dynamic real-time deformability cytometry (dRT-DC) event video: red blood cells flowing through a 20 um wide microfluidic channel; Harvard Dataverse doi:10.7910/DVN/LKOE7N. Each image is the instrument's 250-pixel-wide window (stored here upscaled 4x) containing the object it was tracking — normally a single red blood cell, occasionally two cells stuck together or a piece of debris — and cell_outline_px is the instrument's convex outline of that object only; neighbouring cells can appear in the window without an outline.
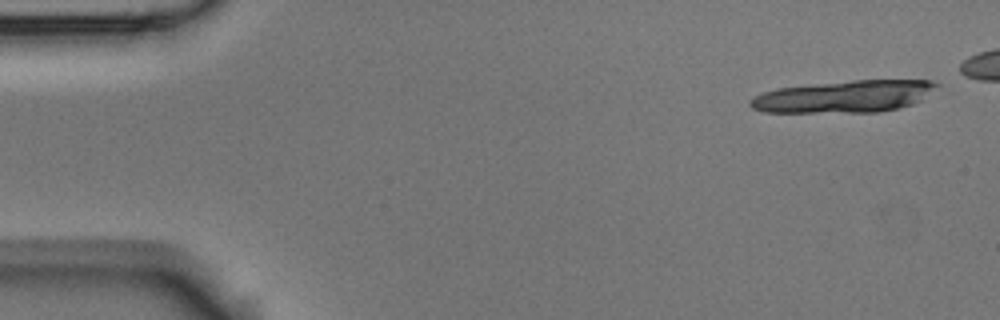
{"species": "Egyptian fruit bat (a non-hibernating species)", "species_latin": "Rousettus aegyptiacus", "temperature_condition": "room temperature", "stored_images_in_passage": 6, "camera_frame_rate_fps": 3000, "um_per_image_px": 0.085, "animal": {"sex": "male"}, "frame": {"image": 1, "passage_image": 1, "time_ms": 0.0, "image_size_px": [1000, 320], "cell_outline_px": [[940, 84], [920, 100], [912, 104], [900, 108], [880, 112], [764, 112], [752, 108], [748, 104], [748, 100], [752, 96], [776, 88], [852, 80], [932, 80]], "centroid_in_image_um": [71.72, 8.2], "position_along_channel_um": 13.3, "area_um2": 34.85}}